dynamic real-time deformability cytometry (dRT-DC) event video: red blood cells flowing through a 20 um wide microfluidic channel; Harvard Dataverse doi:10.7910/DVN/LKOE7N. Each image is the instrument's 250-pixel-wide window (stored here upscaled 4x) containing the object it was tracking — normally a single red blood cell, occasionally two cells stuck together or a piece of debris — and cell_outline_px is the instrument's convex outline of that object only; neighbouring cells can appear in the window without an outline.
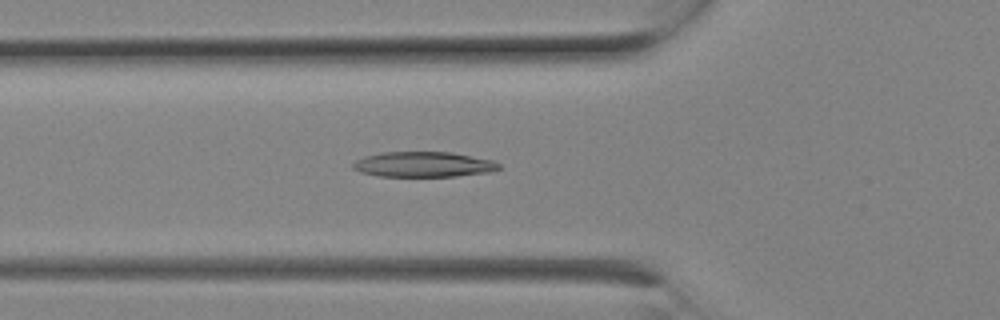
{"species": "Egyptian fruit bat (a non-hibernating species)", "species_latin": "Rousettus aegyptiacus", "temperature_condition": "room temperature", "stored_images_in_passage": 8, "camera_frame_rate_fps": 3000, "um_per_image_px": 0.085, "animal": {"sex": "female"}, "frame": {"image": 1, "passage_image": 8, "time_ms": 2.333, "image_size_px": [1000, 320], "cell_outline_px": [[500, 168], [492, 172], [456, 176], [380, 176], [360, 172], [352, 168], [352, 164], [356, 160], [364, 156], [384, 152], [452, 152], [492, 160], [500, 164]], "centroid_in_image_um": [36.0, 13.97], "position_along_channel_um": 89.8, "area_um2": 21.5}}